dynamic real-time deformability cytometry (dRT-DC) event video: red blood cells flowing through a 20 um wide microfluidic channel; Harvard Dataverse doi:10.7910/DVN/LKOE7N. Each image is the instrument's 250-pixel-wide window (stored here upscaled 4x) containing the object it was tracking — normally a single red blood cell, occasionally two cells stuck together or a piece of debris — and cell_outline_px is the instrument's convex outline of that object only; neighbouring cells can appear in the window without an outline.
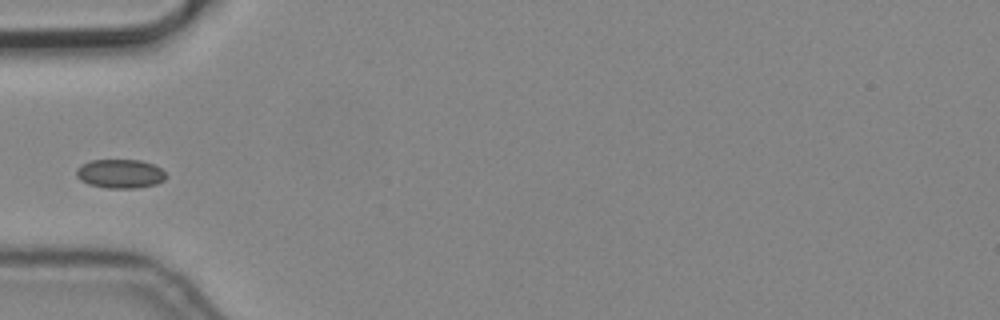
{"species": "common noctule bat (a hibernating species)", "species_latin": "Nyctalus noctula", "temperature_condition": "cold", "stored_images_in_passage": 7, "camera_frame_rate_fps": 3000, "um_per_image_px": 0.085, "animal": {"sex": "male", "body_mass_g": 19.2, "forearm_length_mm": 51.8}, "frame": {"image": 1, "passage_image": 4, "time_ms": 1.0, "image_size_px": [1000, 320], "cell_outline_px": [[164, 180], [156, 184], [136, 188], [108, 188], [88, 184], [80, 180], [76, 176], [76, 168], [80, 164], [92, 160], [140, 160], [152, 164], [160, 168], [164, 172]], "centroid_in_image_um": [10.16, 14.76], "position_along_channel_um": 74.8, "area_um2": 15.09}}
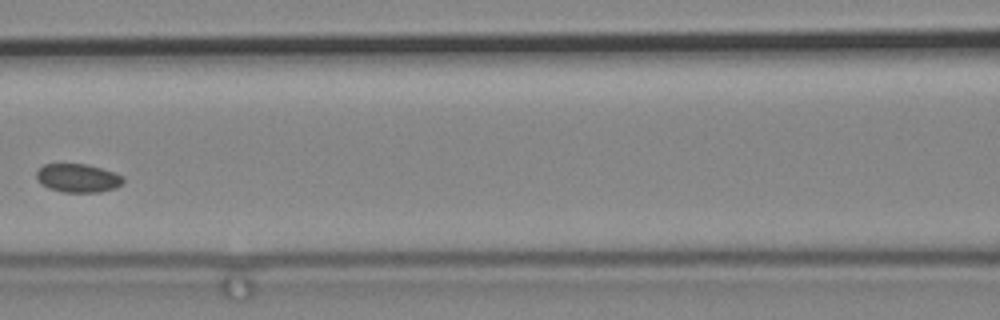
{"frame": {"image": 2, "passage_image": 6, "time_ms": 1.667, "image_size_px": [1000, 320], "cell_outline_px": [[124, 180], [116, 188], [100, 192], [64, 192], [48, 188], [40, 184], [36, 176], [36, 172], [44, 164], [88, 164], [124, 176]], "centroid_in_image_um": [6.61, 15.14], "position_along_channel_um": 160.0, "area_um2": 14.39}}
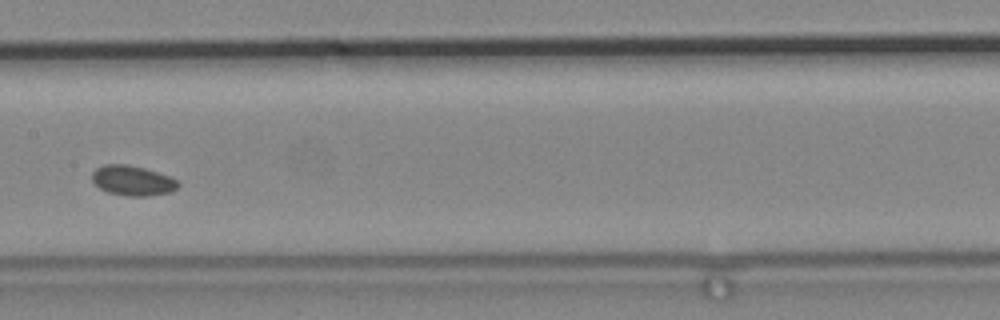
{"frame": {"image": 3, "passage_image": 7, "time_ms": 2.0, "image_size_px": [1000, 320], "cell_outline_px": [[180, 184], [172, 192], [148, 196], [128, 196], [108, 192], [100, 188], [92, 180], [92, 172], [96, 168], [104, 164], [128, 164], [144, 168], [168, 176], [176, 180]], "centroid_in_image_um": [11.26, 15.35], "position_along_channel_um": 196.1, "area_um2": 14.97}}